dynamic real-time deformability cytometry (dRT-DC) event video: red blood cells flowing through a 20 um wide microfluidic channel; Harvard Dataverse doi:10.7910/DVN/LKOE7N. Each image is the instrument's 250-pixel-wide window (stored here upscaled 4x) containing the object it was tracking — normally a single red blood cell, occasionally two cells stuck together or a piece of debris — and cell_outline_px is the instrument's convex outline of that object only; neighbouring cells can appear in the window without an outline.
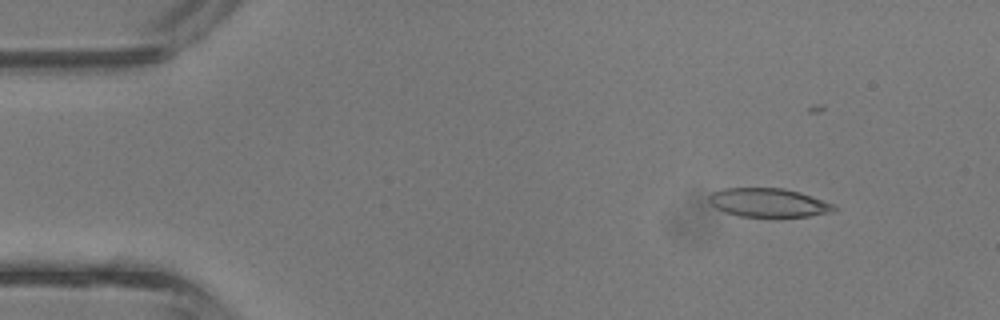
{"species": "common noctule bat (a hibernating species)", "species_latin": "Nyctalus noctula", "temperature_condition": "room temperature", "stored_images_in_passage": 3, "camera_frame_rate_fps": 3000, "um_per_image_px": 0.085, "animal": {"sex": "male", "body_mass_g": 13.3}, "frame": {"image": 1, "passage_image": 1, "time_ms": 0.0, "image_size_px": [1000, 320], "cell_outline_px": [[836, 208], [832, 212], [808, 216], [740, 216], [724, 212], [716, 208], [708, 200], [708, 196], [712, 192], [724, 188], [784, 188], [800, 192], [832, 204]], "centroid_in_image_um": [65.27, 17.21], "position_along_channel_um": 19.7, "area_um2": 20.69}}
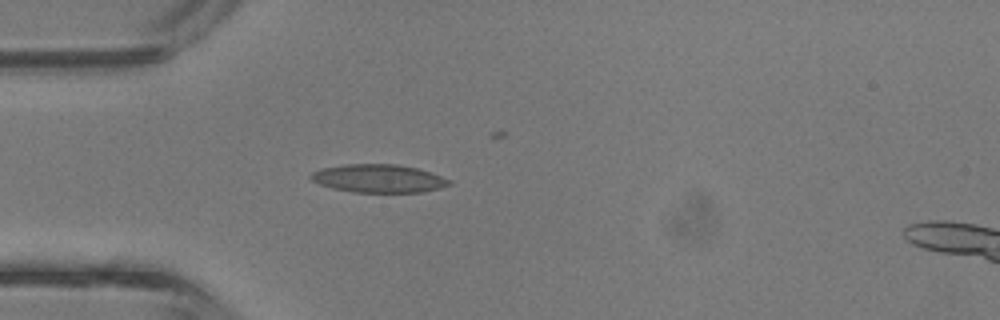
{"frame": {"image": 2, "passage_image": 3, "time_ms": 0.667, "image_size_px": [1000, 320], "cell_outline_px": [[452, 184], [440, 188], [420, 192], [352, 192], [332, 188], [320, 184], [312, 180], [308, 176], [312, 172], [324, 168], [344, 164], [396, 164], [416, 168], [452, 180]], "centroid_in_image_um": [32.17, 15.17], "position_along_channel_um": 52.8, "area_um2": 22.54}}